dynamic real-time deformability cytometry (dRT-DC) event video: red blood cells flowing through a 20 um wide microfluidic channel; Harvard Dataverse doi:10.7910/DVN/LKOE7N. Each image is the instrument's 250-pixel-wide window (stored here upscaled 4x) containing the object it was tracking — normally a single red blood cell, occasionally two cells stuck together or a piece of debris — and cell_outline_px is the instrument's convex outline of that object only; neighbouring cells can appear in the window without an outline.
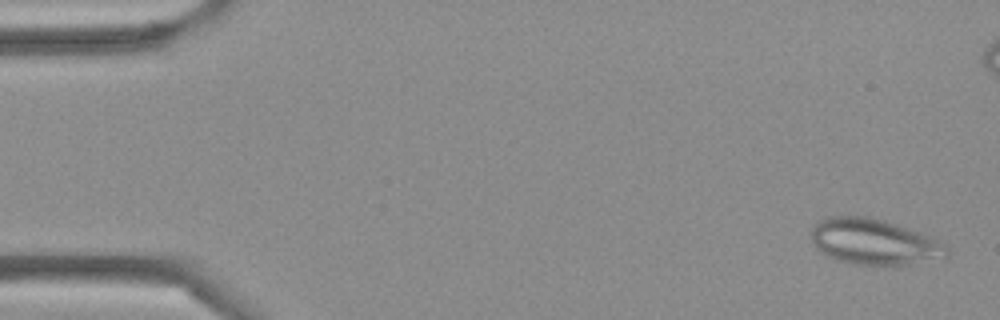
{"species": "Egyptian fruit bat (a non-hibernating species)", "species_latin": "Rousettus aegyptiacus", "temperature_condition": "cold", "stored_images_in_passage": 3, "camera_frame_rate_fps": 3000, "um_per_image_px": 0.085, "frame": {"image": 1, "passage_image": 1, "time_ms": 0.0, "image_size_px": [1000, 320], "cell_outline_px": [[948, 256], [896, 268], [892, 268], [856, 264], [836, 260], [820, 252], [816, 248], [812, 240], [812, 228], [816, 220], [828, 216], [868, 216], [884, 220], [896, 224], [940, 240], [948, 248]], "centroid_in_image_um": [74.29, 20.58], "position_along_channel_um": 10.7, "area_um2": 36.99}}